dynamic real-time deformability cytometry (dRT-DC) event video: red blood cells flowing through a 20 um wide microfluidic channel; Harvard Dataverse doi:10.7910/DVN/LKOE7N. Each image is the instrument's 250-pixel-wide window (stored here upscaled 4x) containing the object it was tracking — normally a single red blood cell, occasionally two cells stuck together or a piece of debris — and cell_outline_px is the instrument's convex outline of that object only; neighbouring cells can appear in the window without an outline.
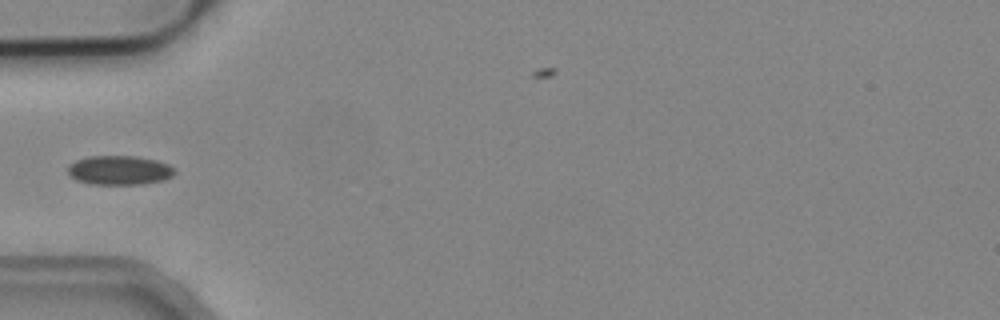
{"species": "common noctule bat (a hibernating species)", "species_latin": "Nyctalus noctula", "temperature_condition": "cold", "stored_images_in_passage": 3, "camera_frame_rate_fps": 3000, "um_per_image_px": 0.085, "animal": {"sex": "male", "body_mass_g": 19.2, "forearm_length_mm": 51.8}, "frame": {"image": 1, "passage_image": 1, "time_ms": 0.0, "image_size_px": [1000, 320], "cell_outline_px": [[176, 172], [172, 176], [164, 180], [144, 184], [88, 184], [76, 180], [68, 172], [68, 164], [76, 160], [88, 156], [136, 156], [156, 160], [168, 164], [176, 168]], "centroid_in_image_um": [10.17, 14.47], "position_along_channel_um": 74.8, "area_um2": 18.38}}